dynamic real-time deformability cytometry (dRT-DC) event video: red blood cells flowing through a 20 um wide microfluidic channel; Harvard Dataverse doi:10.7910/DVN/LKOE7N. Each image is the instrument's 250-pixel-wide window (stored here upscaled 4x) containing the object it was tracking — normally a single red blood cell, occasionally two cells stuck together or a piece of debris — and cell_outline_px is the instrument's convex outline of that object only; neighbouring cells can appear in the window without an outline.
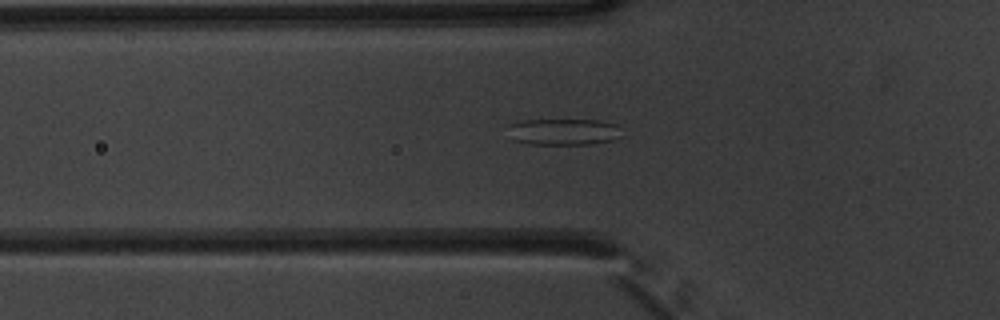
{"species": "common noctule bat (a hibernating species)", "species_latin": "Nyctalus noctula", "temperature_condition": "warm", "stored_images_in_passage": 41, "camera_frame_rate_fps": 3000, "um_per_image_px": 0.085, "animal": {"sex": "male", "body_mass_g": 20.1, "forearm_length_mm": 53.5}, "frame": {"image": 1, "passage_image": 10, "time_ms": 3.0, "image_size_px": [1000, 320], "cell_outline_px": [[624, 136], [612, 140], [592, 144], [528, 144], [512, 140], [508, 124], [524, 120], [596, 120], [616, 124]], "centroid_in_image_um": [47.92, 11.21], "position_along_channel_um": 77.9, "area_um2": 17.63}}
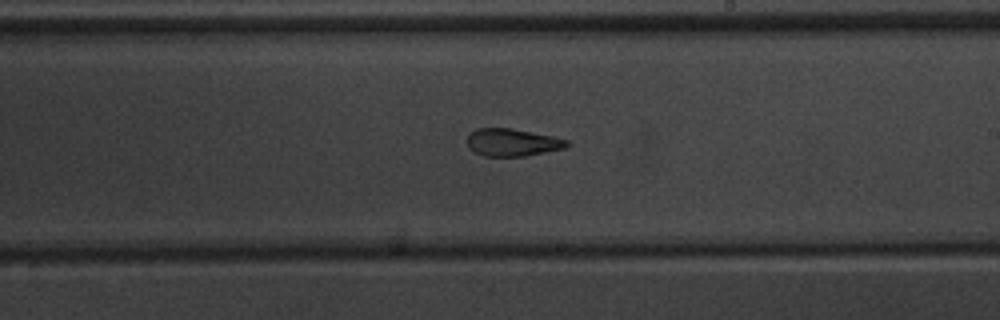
{"frame": {"image": 2, "passage_image": 23, "time_ms": 7.333, "image_size_px": [1000, 320], "cell_outline_px": [[572, 144], [564, 148], [524, 156], [484, 156], [472, 152], [468, 148], [468, 136], [476, 128], [512, 128], [552, 136], [568, 140]], "centroid_in_image_um": [43.54, 12.1], "position_along_channel_um": 245.5, "area_um2": 16.01}}
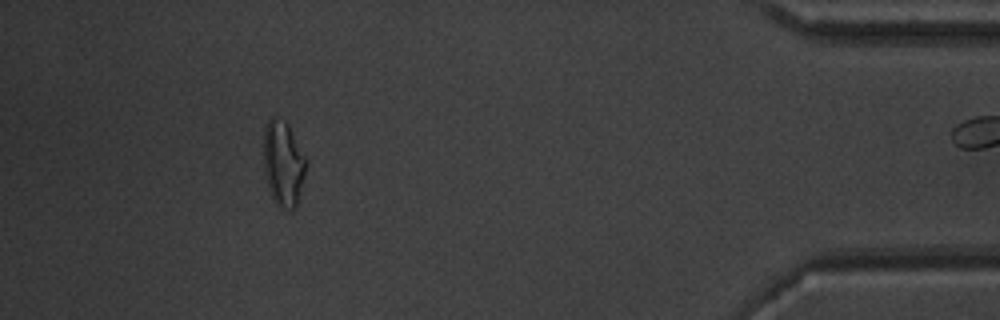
{"frame": {"image": 3, "passage_image": 40, "time_ms": 13.0, "image_size_px": [1000, 320], "cell_outline_px": [[308, 160], [296, 208], [280, 208], [276, 204], [268, 188], [264, 168], [264, 128], [268, 120], [272, 116], [284, 120], [288, 124]], "centroid_in_image_um": [24.08, 13.87], "position_along_channel_um": 411.1, "area_um2": 21.15}}